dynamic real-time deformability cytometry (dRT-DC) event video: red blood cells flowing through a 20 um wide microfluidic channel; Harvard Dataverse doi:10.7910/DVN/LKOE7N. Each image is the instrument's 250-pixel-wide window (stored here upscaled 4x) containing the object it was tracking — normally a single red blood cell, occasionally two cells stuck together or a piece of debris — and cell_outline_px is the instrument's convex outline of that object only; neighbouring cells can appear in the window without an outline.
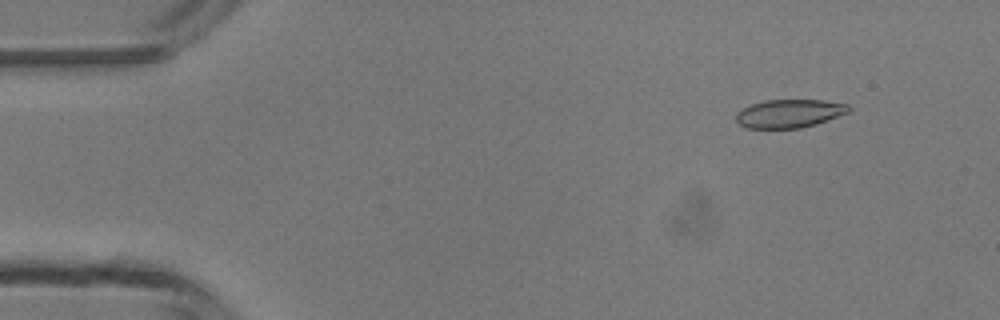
{"species": "common noctule bat (a hibernating species)", "species_latin": "Nyctalus noctula", "temperature_condition": "room temperature", "stored_images_in_passage": 5, "camera_frame_rate_fps": 3000, "um_per_image_px": 0.085, "animal": {"sex": "male", "body_mass_g": 13.3}, "frame": {"image": 1, "passage_image": 2, "time_ms": 1.0, "image_size_px": [1000, 320], "cell_outline_px": [[852, 108], [848, 112], [816, 124], [800, 128], [748, 128], [740, 124], [736, 120], [736, 112], [752, 104], [764, 100], [824, 100], [848, 104]], "centroid_in_image_um": [67.1, 9.64], "position_along_channel_um": 17.9, "area_um2": 18.5}}
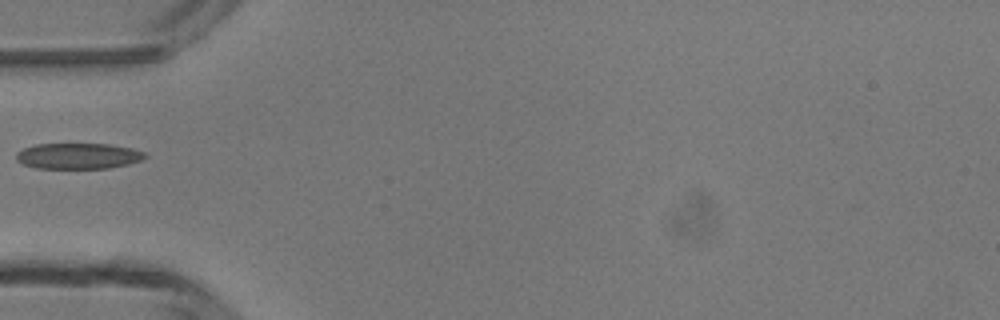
{"frame": {"image": 2, "passage_image": 5, "time_ms": 4.667, "image_size_px": [1000, 320], "cell_outline_px": [[148, 156], [140, 160], [128, 164], [108, 168], [36, 168], [24, 164], [16, 160], [16, 152], [24, 148], [36, 144], [108, 144], [132, 148], [144, 152]], "centroid_in_image_um": [6.64, 13.25], "position_along_channel_um": 78.4, "area_um2": 19.31}}